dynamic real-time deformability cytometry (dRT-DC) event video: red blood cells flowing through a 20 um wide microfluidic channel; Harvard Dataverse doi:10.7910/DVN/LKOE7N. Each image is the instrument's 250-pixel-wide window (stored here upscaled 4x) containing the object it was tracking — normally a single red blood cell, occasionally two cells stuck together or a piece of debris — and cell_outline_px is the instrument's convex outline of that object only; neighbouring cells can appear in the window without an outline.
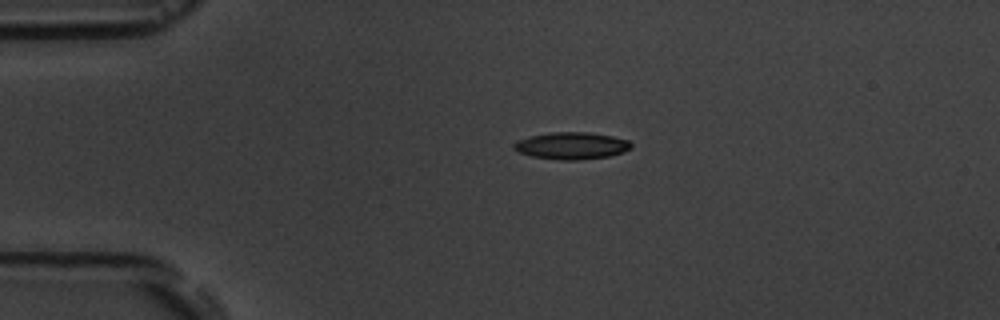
{"species": "common noctule bat (a hibernating species)", "species_latin": "Nyctalus noctula", "temperature_condition": "room temperature", "stored_images_in_passage": 3, "camera_frame_rate_fps": 3000, "um_per_image_px": 0.085, "animal": {"sex": "male", "body_mass_g": 19.5, "forearm_length_mm": 54.6}, "frame": {"image": 1, "passage_image": 2, "time_ms": 1.333, "image_size_px": [1000, 320], "cell_outline_px": [[632, 148], [624, 152], [608, 156], [576, 160], [560, 160], [532, 156], [520, 152], [512, 148], [512, 144], [516, 140], [532, 136], [552, 132], [588, 132], [612, 136], [628, 140], [632, 144]], "centroid_in_image_um": [48.58, 12.38], "position_along_channel_um": 36.4, "area_um2": 18.44}}